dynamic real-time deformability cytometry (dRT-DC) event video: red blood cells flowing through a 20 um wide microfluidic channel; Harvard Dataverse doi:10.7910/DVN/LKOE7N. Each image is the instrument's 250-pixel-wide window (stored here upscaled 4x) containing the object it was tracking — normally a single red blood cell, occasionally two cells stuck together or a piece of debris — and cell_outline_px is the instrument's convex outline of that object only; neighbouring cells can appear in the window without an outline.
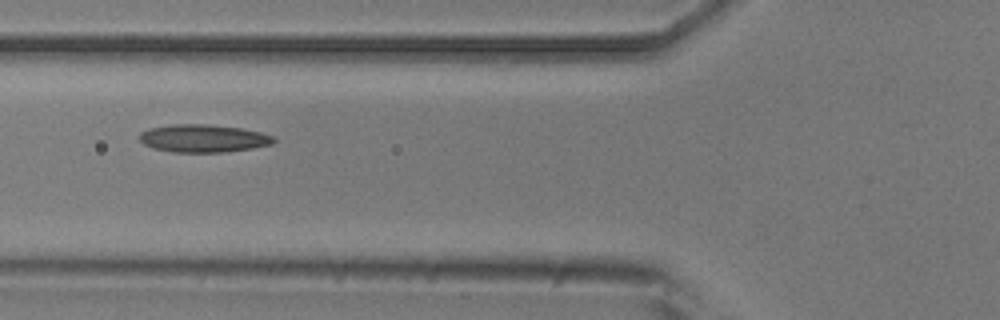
{"species": "common noctule bat (a hibernating species)", "species_latin": "Nyctalus noctula", "temperature_condition": "room temperature", "stored_images_in_passage": 14, "camera_frame_rate_fps": 3000, "um_per_image_px": 0.085, "animal": {"sex": "male", "body_mass_g": 20.5, "forearm_length_mm": 52.5}, "frame": {"image": 1, "passage_image": 5, "time_ms": 5.667, "image_size_px": [1000, 320], "cell_outline_px": [[276, 140], [272, 144], [252, 148], [220, 152], [172, 152], [152, 148], [144, 144], [136, 136], [140, 132], [148, 128], [172, 124], [204, 124], [240, 128], [260, 132], [276, 136]], "centroid_in_image_um": [17.24, 11.75], "position_along_channel_um": 108.6, "area_um2": 21.85}}
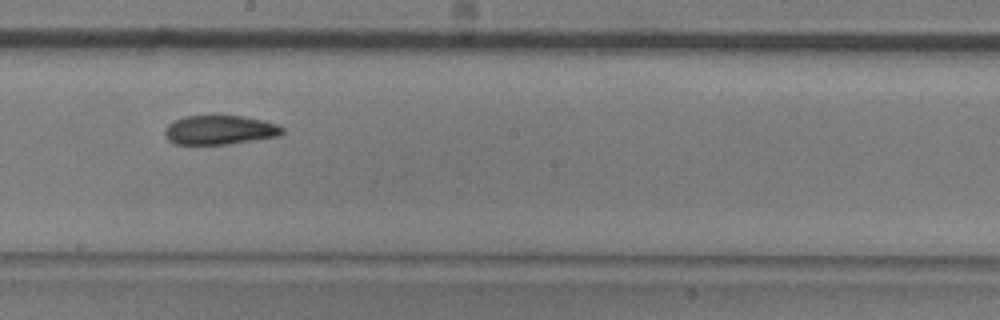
{"frame": {"image": 2, "passage_image": 8, "time_ms": 9.0, "image_size_px": [1000, 320], "cell_outline_px": [[284, 132], [280, 136], [228, 144], [176, 144], [168, 140], [164, 136], [164, 128], [172, 120], [184, 116], [244, 116], [264, 120], [276, 124], [284, 128]], "centroid_in_image_um": [18.66, 11.04], "position_along_channel_um": 229.5, "area_um2": 20.17}}
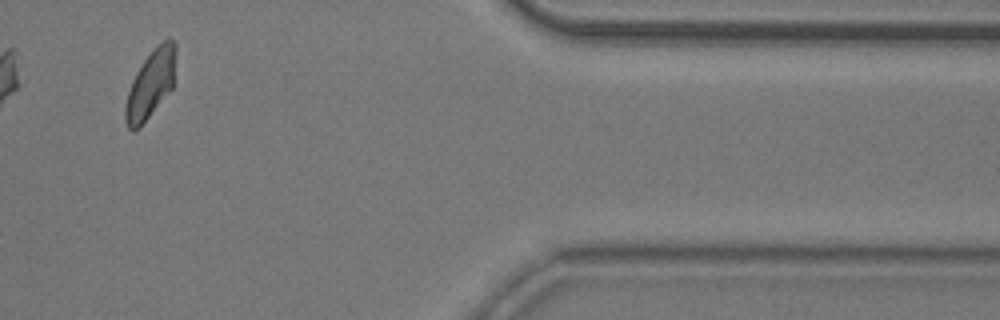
{"frame": {"image": 3, "passage_image": 12, "time_ms": 14.667, "image_size_px": [1000, 320], "cell_outline_px": [[176, 52], [172, 88], [140, 128], [132, 132], [128, 128], [124, 120], [124, 108], [128, 92], [132, 80], [136, 72], [152, 48], [168, 36], [176, 44]], "centroid_in_image_um": [12.79, 7.15], "position_along_channel_um": 398.6, "area_um2": 20.17}, "authors_computed_cell_mechanics": {"area_um2": 20.23, "velocity_mm_per_s": 3.6075, "shape_relaxation_time_tau1_ms": 4.5842, "shape_relaxation_time_tau2_ms": 4.6743, "deformation_change_tau1": 0.1687, "deformation_change_tau2": 0.0814}}